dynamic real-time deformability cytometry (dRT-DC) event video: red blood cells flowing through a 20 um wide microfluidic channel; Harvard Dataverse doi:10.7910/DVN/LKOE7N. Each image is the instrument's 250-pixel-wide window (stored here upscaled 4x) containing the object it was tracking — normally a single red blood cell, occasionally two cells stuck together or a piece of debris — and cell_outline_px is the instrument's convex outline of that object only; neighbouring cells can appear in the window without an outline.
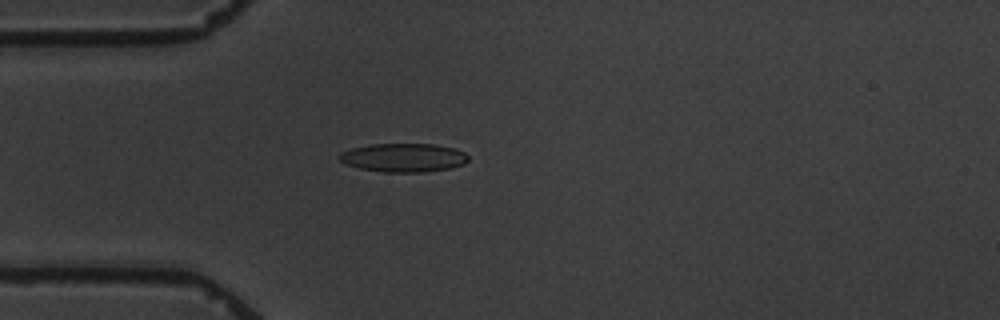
{"species": "common noctule bat (a hibernating species)", "species_latin": "Nyctalus noctula", "temperature_condition": "warm", "stored_images_in_passage": 2, "camera_frame_rate_fps": 3000, "um_per_image_px": 0.085, "animal": {"sex": "male", "body_mass_g": 19.5, "forearm_length_mm": 54.6}, "frame": {"image": 1, "passage_image": 1, "time_ms": 0.0, "image_size_px": [1000, 320], "cell_outline_px": [[468, 160], [464, 164], [452, 168], [424, 172], [384, 172], [360, 168], [348, 164], [340, 160], [336, 156], [340, 152], [352, 148], [372, 144], [432, 144], [456, 148], [464, 152], [468, 156]], "centroid_in_image_um": [34.32, 13.4], "position_along_channel_um": 50.7, "area_um2": 21.56}}